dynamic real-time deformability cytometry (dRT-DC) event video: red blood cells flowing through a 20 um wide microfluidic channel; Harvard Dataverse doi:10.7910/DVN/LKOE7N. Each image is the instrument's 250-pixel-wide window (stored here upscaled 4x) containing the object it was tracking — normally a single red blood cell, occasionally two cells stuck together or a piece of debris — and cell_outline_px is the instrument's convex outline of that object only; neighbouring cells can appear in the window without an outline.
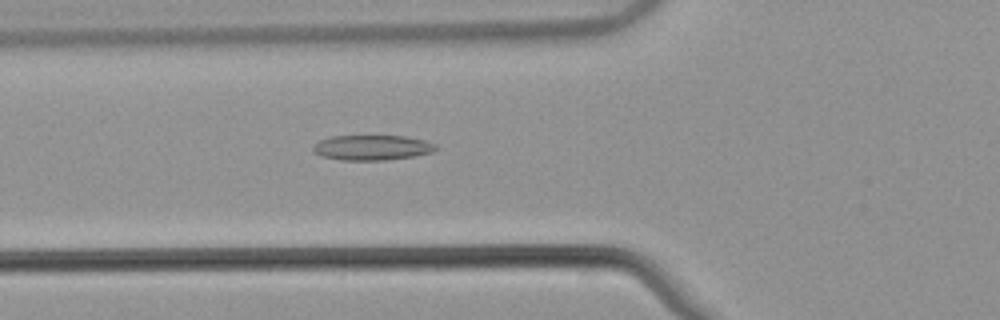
{"species": "common noctule bat (a hibernating species)", "species_latin": "Nyctalus noctula", "temperature_condition": "warm", "stored_images_in_passage": 54, "camera_frame_rate_fps": 3000, "um_per_image_px": 0.085, "animal": {"sex": "male", "body_mass_g": 21.5, "forearm_length_mm": 52.0}, "frame": {"image": 1, "passage_image": 21, "time_ms": 6.667, "image_size_px": [1000, 320], "cell_outline_px": [[436, 148], [432, 152], [416, 156], [384, 160], [340, 160], [324, 156], [316, 152], [312, 148], [320, 140], [332, 136], [404, 136], [424, 140], [436, 144]], "centroid_in_image_um": [31.66, 12.54], "position_along_channel_um": 94.1, "area_um2": 17.74}}
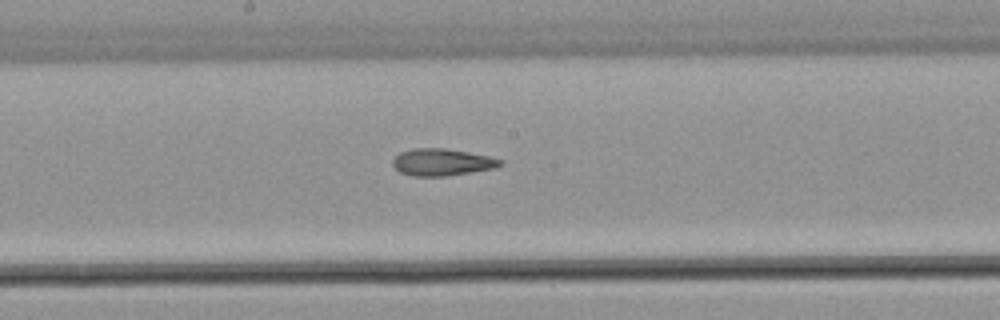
{"frame": {"image": 2, "passage_image": 30, "time_ms": 9.667, "image_size_px": [1000, 320], "cell_outline_px": [[504, 164], [496, 168], [448, 176], [412, 176], [400, 172], [392, 164], [392, 160], [400, 152], [412, 148], [444, 148], [468, 152], [488, 156], [504, 160]], "centroid_in_image_um": [37.59, 13.79], "position_along_channel_um": 210.6, "area_um2": 17.05}}
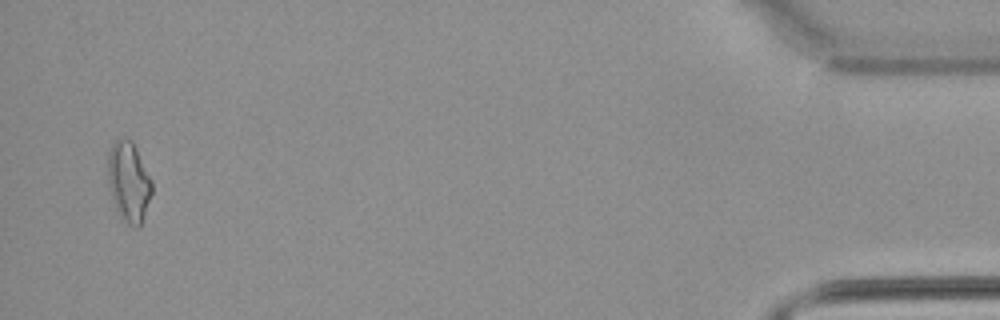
{"frame": {"image": 3, "passage_image": 53, "time_ms": 17.333, "image_size_px": [1000, 320], "cell_outline_px": [[152, 192], [140, 228], [136, 228], [128, 224], [124, 220], [116, 208], [108, 180], [108, 152], [112, 144], [116, 140], [132, 140], [152, 180]], "centroid_in_image_um": [10.96, 15.46], "position_along_channel_um": 424.2, "area_um2": 20.17}, "authors_computed_cell_mechanics": {"area_um2": 17.629, "velocity_mm_per_s": 3.8735, "shape_relaxation_time_tau1_ms": null, "shape_relaxation_time_tau2_ms": 5.1892, "deformation_change_tau1": null, "deformation_change_tau2": 0.1505}}